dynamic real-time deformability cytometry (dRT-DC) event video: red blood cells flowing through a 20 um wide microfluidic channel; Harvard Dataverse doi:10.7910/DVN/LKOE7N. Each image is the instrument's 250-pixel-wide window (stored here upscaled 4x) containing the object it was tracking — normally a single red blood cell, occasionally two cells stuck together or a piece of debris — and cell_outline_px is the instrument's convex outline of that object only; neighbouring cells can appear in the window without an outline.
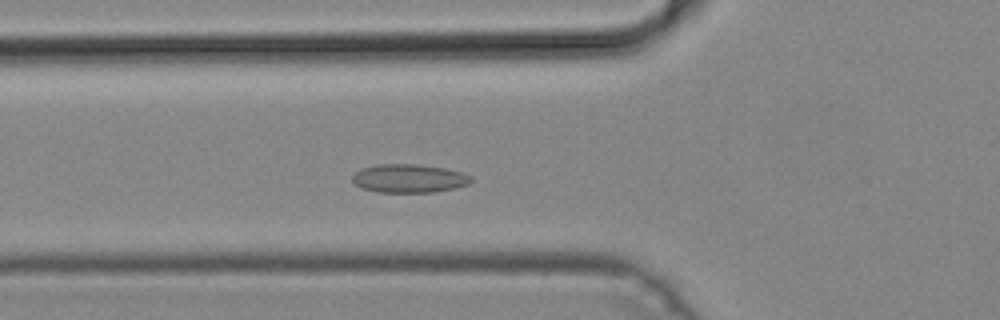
{"species": "common noctule bat (a hibernating species)", "species_latin": "Nyctalus noctula", "temperature_condition": "cold", "stored_images_in_passage": 46, "camera_frame_rate_fps": 3000, "um_per_image_px": 0.085, "animal": {"sex": "male", "body_mass_g": 19.2, "forearm_length_mm": 51.8}, "frame": {"image": 1, "passage_image": 14, "time_ms": 4.333, "image_size_px": [1000, 320], "cell_outline_px": [[472, 180], [468, 184], [456, 188], [436, 192], [380, 192], [364, 188], [356, 184], [352, 180], [352, 176], [360, 168], [376, 164], [416, 164], [444, 168], [460, 172], [472, 176]], "centroid_in_image_um": [34.77, 15.16], "position_along_channel_um": 91.0, "area_um2": 19.65}}
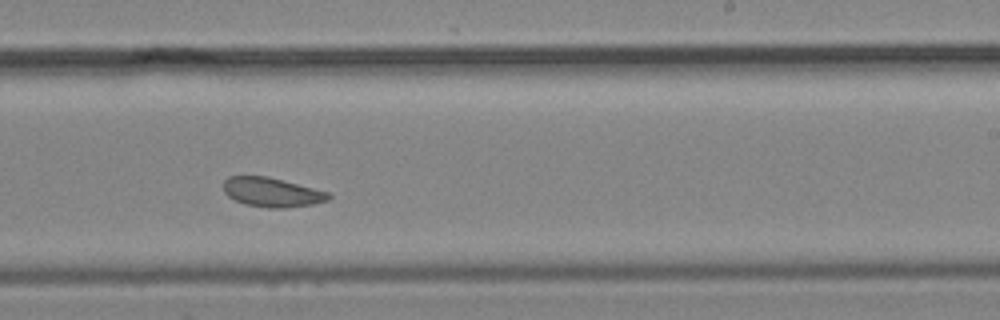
{"frame": {"image": 2, "passage_image": 27, "time_ms": 8.667, "image_size_px": [1000, 320], "cell_outline_px": [[332, 196], [328, 200], [312, 204], [284, 208], [268, 208], [244, 204], [228, 196], [224, 192], [224, 180], [228, 176], [268, 176], [332, 192]], "centroid_in_image_um": [23.15, 16.33], "position_along_channel_um": 265.8, "area_um2": 18.15}}
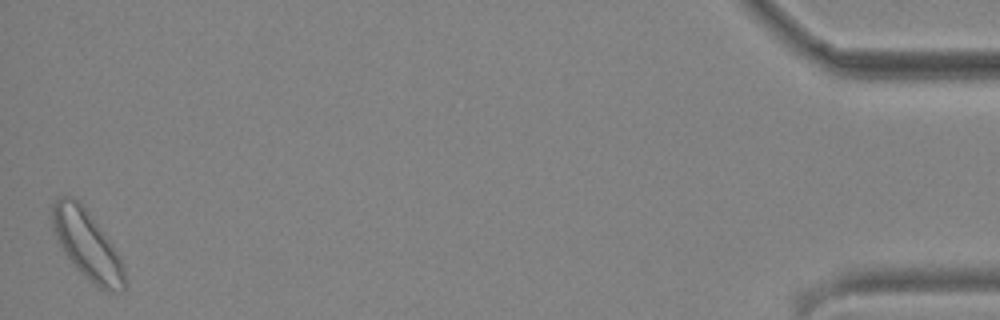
{"frame": {"image": 3, "passage_image": 46, "time_ms": 15.0, "image_size_px": [1000, 320], "cell_outline_px": [[128, 284], [120, 292], [104, 292], [80, 272], [76, 268], [64, 252], [52, 228], [52, 204], [60, 196], [72, 196], [80, 200], [120, 256]], "centroid_in_image_um": [7.42, 20.82], "position_along_channel_um": 427.8, "area_um2": 28.96}}